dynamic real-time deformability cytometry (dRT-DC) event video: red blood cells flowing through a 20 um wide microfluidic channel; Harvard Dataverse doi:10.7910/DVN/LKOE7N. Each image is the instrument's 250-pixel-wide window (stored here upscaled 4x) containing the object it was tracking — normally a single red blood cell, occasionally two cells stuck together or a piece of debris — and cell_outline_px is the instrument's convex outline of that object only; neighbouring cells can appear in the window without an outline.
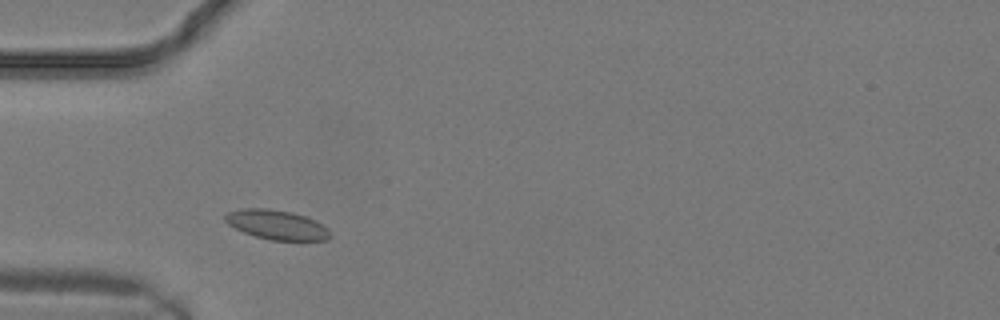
{"species": "common noctule bat (a hibernating species)", "species_latin": "Nyctalus noctula", "temperature_condition": "warm", "stored_images_in_passage": 21, "camera_frame_rate_fps": 3000, "um_per_image_px": 0.085, "animal": {"sex": "male", "body_mass_g": 19.2, "forearm_length_mm": 51.8}, "frame": {"image": 1, "passage_image": 3, "time_ms": 0.667, "image_size_px": [1000, 320], "cell_outline_px": [[332, 236], [328, 240], [272, 240], [256, 236], [244, 232], [228, 224], [224, 220], [224, 216], [228, 212], [244, 208], [268, 208], [292, 212], [304, 216], [328, 228]], "centroid_in_image_um": [23.52, 19.1], "position_along_channel_um": 61.5, "area_um2": 17.86}}
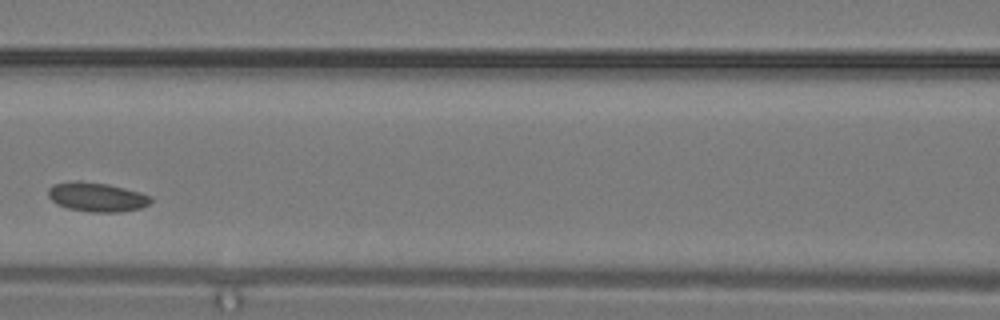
{"frame": {"image": 2, "passage_image": 7, "time_ms": 2.0, "image_size_px": [1000, 320], "cell_outline_px": [[152, 200], [148, 204], [140, 208], [120, 212], [88, 212], [68, 208], [56, 204], [48, 196], [48, 188], [52, 184], [72, 180], [80, 180], [108, 184], [140, 192], [152, 196]], "centroid_in_image_um": [8.2, 16.73], "position_along_channel_um": 158.4, "area_um2": 17.69}}
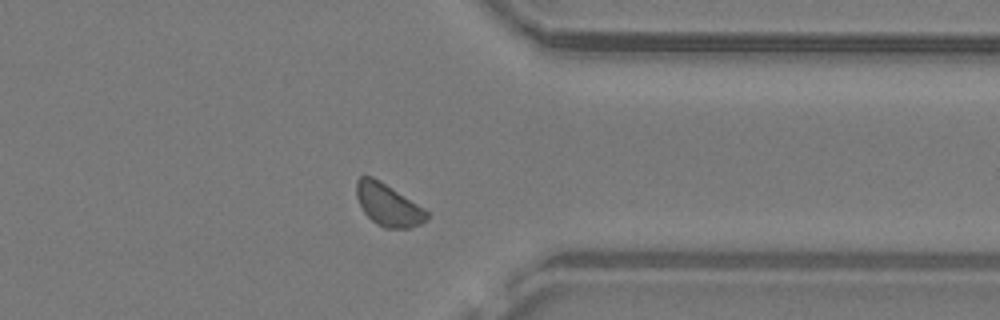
{"frame": {"image": 3, "passage_image": 16, "time_ms": 5.0, "image_size_px": [1000, 320], "cell_outline_px": [[428, 220], [420, 224], [408, 228], [384, 228], [372, 220], [364, 212], [356, 196], [356, 180], [360, 176], [372, 176], [380, 180], [424, 208], [428, 212]], "centroid_in_image_um": [32.99, 17.4], "position_along_channel_um": 378.4, "area_um2": 17.22}}